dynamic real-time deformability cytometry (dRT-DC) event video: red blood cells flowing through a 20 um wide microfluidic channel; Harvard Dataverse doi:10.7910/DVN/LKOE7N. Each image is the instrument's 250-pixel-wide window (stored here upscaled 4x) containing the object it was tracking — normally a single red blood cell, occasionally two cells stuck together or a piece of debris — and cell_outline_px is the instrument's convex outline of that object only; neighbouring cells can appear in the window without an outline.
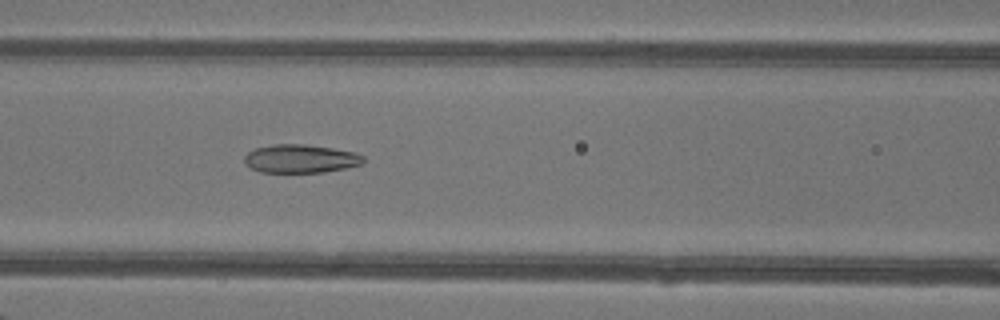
{"species": "common noctule bat (a hibernating species)", "species_latin": "Nyctalus noctula", "temperature_condition": "warm", "stored_images_in_passage": 43, "camera_frame_rate_fps": 3000, "um_per_image_px": 0.085, "animal": {"sex": "female"}, "frame": {"image": 1, "passage_image": 17, "time_ms": 5.333, "image_size_px": [1000, 320], "cell_outline_px": [[364, 160], [360, 164], [344, 168], [324, 172], [260, 172], [244, 164], [244, 156], [248, 152], [256, 148], [276, 144], [308, 144], [356, 152], [364, 156]], "centroid_in_image_um": [25.53, 13.48], "position_along_channel_um": 141.1, "area_um2": 19.65}}
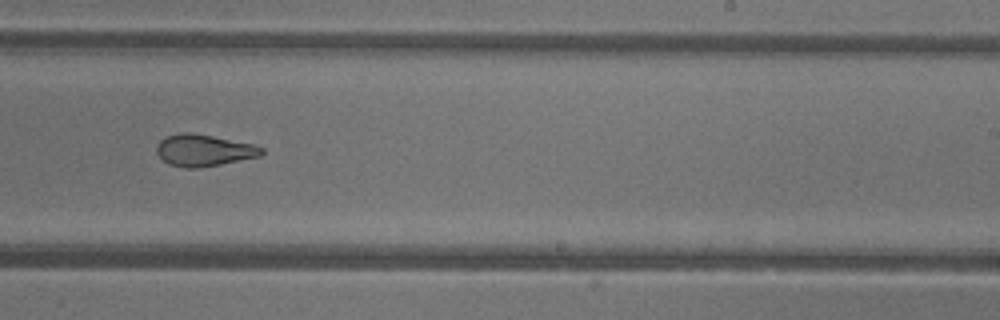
{"frame": {"image": 2, "passage_image": 26, "time_ms": 8.333, "image_size_px": [1000, 320], "cell_outline_px": [[264, 152], [260, 156], [200, 168], [184, 168], [168, 164], [156, 152], [156, 148], [160, 140], [168, 136], [180, 132], [192, 132], [252, 144], [264, 148]], "centroid_in_image_um": [17.31, 12.78], "position_along_channel_um": 271.7, "area_um2": 19.31}}
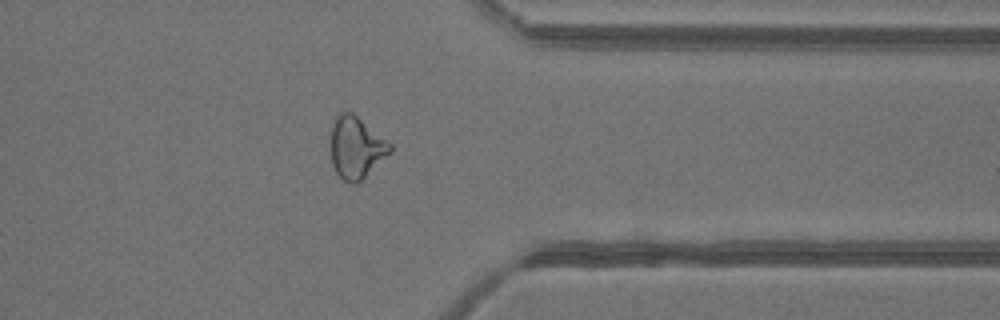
{"frame": {"image": 3, "passage_image": 34, "time_ms": 11.0, "image_size_px": [1000, 320], "cell_outline_px": [[392, 152], [356, 184], [352, 184], [344, 180], [336, 172], [332, 164], [332, 124], [336, 116], [340, 112], [352, 112], [392, 144]], "centroid_in_image_um": [30.29, 12.54], "position_along_channel_um": 381.1, "area_um2": 21.1}, "authors_computed_cell_mechanics": {"area_um2": 21.5594, "velocity_mm_per_s": 4.3701, "shape_relaxation_time_tau1_ms": null, "shape_relaxation_time_tau2_ms": 1.9978, "deformation_change_tau1": null, "deformation_change_tau2": 0.0983}}